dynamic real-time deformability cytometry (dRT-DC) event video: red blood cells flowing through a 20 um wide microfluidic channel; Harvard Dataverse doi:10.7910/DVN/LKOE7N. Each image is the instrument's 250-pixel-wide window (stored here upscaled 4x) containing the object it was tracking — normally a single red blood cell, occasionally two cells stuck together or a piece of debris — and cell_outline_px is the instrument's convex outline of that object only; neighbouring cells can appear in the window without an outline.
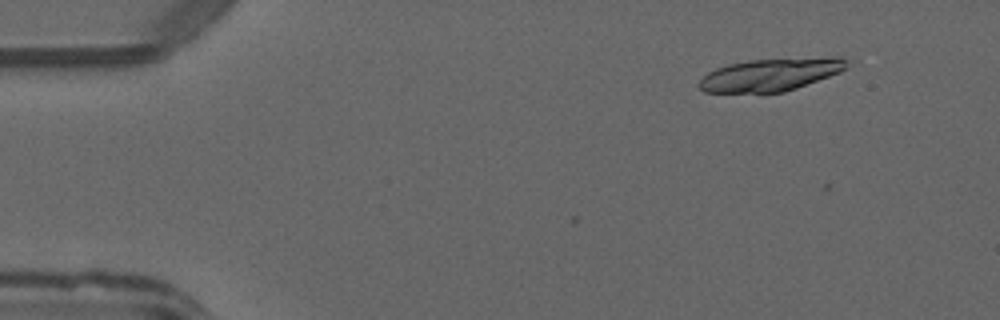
{"species": "common noctule bat (a hibernating species)", "species_latin": "Nyctalus noctula", "temperature_condition": "warm", "stored_images_in_passage": 3, "camera_frame_rate_fps": 3000, "um_per_image_px": 0.085, "animal": {"sex": "male", "forearm_length_mm": 52.5}, "frame": {"image": 1, "passage_image": 1, "time_ms": 0.0, "image_size_px": [1000, 320], "cell_outline_px": [[844, 68], [840, 72], [796, 88], [784, 92], [704, 92], [696, 84], [708, 72], [716, 68], [728, 64], [748, 60], [832, 56], [840, 56], [844, 60]], "centroid_in_image_um": [65.46, 6.33], "position_along_channel_um": 19.5, "area_um2": 27.92}}